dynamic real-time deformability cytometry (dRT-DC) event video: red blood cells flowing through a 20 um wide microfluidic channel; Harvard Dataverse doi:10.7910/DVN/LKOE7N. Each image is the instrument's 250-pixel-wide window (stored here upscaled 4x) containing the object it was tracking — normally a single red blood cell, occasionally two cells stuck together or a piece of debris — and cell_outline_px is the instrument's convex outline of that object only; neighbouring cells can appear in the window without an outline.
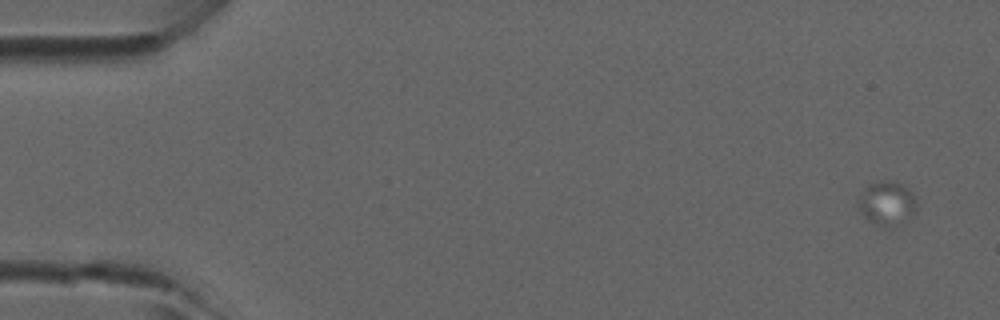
{"species": "common noctule bat (a hibernating species)", "species_latin": "Nyctalus noctula", "temperature_condition": "room temperature", "stored_images_in_passage": 6, "camera_frame_rate_fps": 3000, "um_per_image_px": 0.085, "animal": {"sex": "male", "forearm_length_mm": 52.5}, "frame": {"image": 1, "passage_image": 1, "time_ms": 0.0, "image_size_px": [1000, 320], "cell_outline_px": [[916, 212], [908, 220], [892, 228], [884, 228], [868, 220], [860, 212], [856, 200], [864, 188], [868, 184], [880, 180], [892, 180], [900, 184], [912, 192], [916, 196]], "centroid_in_image_um": [75.38, 17.29], "position_along_channel_um": 9.6, "area_um2": 15.49}}